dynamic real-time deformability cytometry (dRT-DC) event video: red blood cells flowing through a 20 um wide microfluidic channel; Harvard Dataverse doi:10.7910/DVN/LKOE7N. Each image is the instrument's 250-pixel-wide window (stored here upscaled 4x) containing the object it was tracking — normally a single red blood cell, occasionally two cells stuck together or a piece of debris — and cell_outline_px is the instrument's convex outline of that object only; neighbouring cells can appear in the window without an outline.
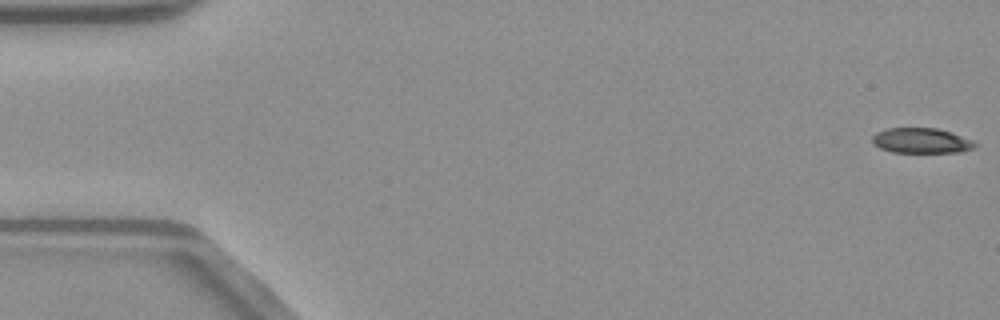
{"species": "common noctule bat (a hibernating species)", "species_latin": "Nyctalus noctula", "temperature_condition": "warm", "stored_images_in_passage": 52, "camera_frame_rate_fps": 3000, "um_per_image_px": 0.085, "animal": {"sex": "male", "body_mass_g": 23.1, "forearm_length_mm": 52.7}, "frame": {"image": 1, "passage_image": 1, "time_ms": 0.0, "image_size_px": [1000, 320], "cell_outline_px": [[980, 144], [972, 148], [960, 152], [892, 152], [880, 148], [872, 144], [872, 136], [876, 132], [888, 128], [936, 128], [972, 140]], "centroid_in_image_um": [78.27, 11.96], "position_along_channel_um": 6.7, "area_um2": 14.97}}
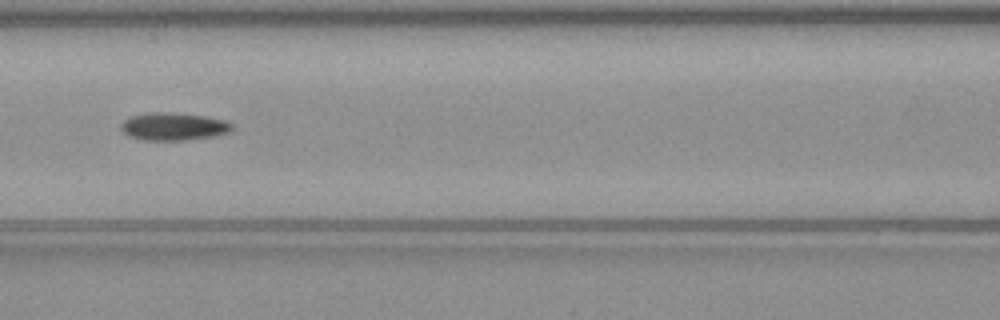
{"frame": {"image": 2, "passage_image": 23, "time_ms": 7.333, "image_size_px": [1000, 320], "cell_outline_px": [[232, 128], [228, 132], [212, 136], [184, 140], [144, 140], [128, 136], [120, 128], [120, 124], [124, 120], [132, 116], [152, 112], [164, 112], [204, 116], [224, 120], [232, 124]], "centroid_in_image_um": [14.71, 10.75], "position_along_channel_um": 151.9, "area_um2": 17.63}}
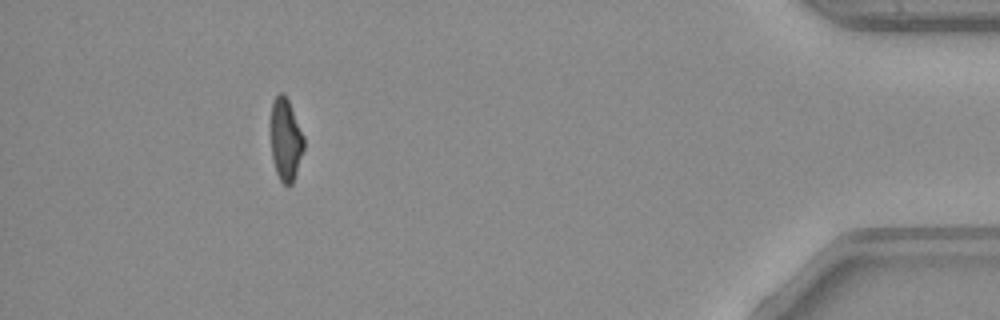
{"frame": {"image": 3, "passage_image": 47, "time_ms": 15.333, "image_size_px": [1000, 320], "cell_outline_px": [[304, 148], [292, 184], [288, 188], [280, 180], [276, 172], [272, 160], [272, 100], [280, 92], [284, 92], [288, 100], [304, 136]], "centroid_in_image_um": [24.29, 11.89], "position_along_channel_um": 410.9, "area_um2": 15.66}}